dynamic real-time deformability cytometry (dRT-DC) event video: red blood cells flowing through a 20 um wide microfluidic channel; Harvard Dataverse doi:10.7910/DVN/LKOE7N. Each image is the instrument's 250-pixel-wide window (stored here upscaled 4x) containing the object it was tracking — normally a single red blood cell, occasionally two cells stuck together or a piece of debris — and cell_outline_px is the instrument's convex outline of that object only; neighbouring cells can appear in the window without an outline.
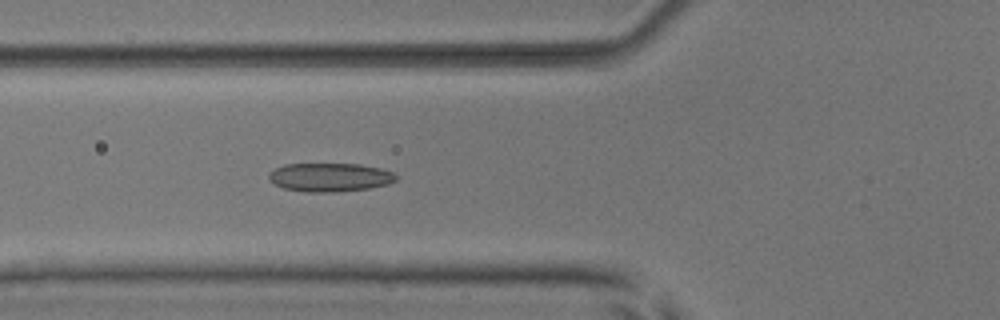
{"species": "common noctule bat (a hibernating species)", "species_latin": "Nyctalus noctula", "temperature_condition": "room temperature", "stored_images_in_passage": 38, "camera_frame_rate_fps": 3000, "um_per_image_px": 0.085, "animal": {"sex": "male", "body_mass_g": 17.9, "forearm_length_mm": 54.2}, "frame": {"image": 1, "passage_image": 4, "time_ms": 1.0, "image_size_px": [1000, 320], "cell_outline_px": [[396, 180], [388, 184], [368, 188], [332, 192], [308, 192], [284, 188], [276, 184], [268, 176], [276, 168], [284, 164], [360, 164], [380, 168], [392, 172], [396, 176]], "centroid_in_image_um": [28.06, 15.06], "position_along_channel_um": 97.7, "area_um2": 20.87}}
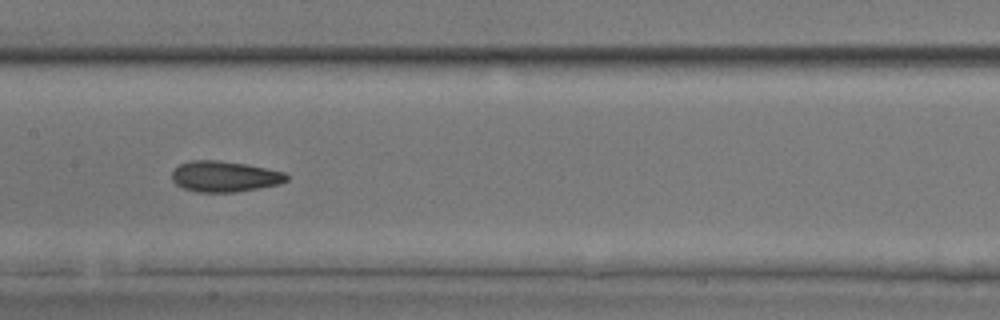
{"frame": {"image": 2, "passage_image": 11, "time_ms": 3.333, "image_size_px": [1000, 320], "cell_outline_px": [[288, 180], [280, 184], [260, 188], [236, 192], [196, 192], [184, 188], [176, 184], [172, 180], [172, 172], [180, 164], [192, 160], [216, 160], [244, 164], [284, 172], [288, 176]], "centroid_in_image_um": [19.09, 15.01], "position_along_channel_um": 188.3, "area_um2": 20.46}}
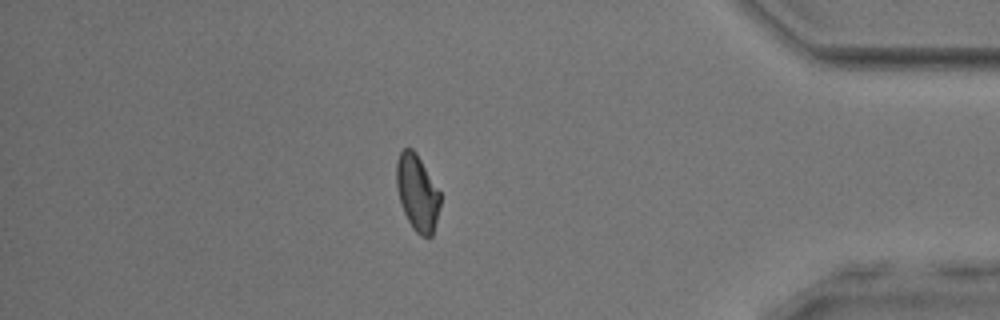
{"frame": {"image": 3, "passage_image": 30, "time_ms": 9.667, "image_size_px": [1000, 320], "cell_outline_px": [[440, 204], [432, 236], [420, 236], [412, 228], [404, 212], [396, 188], [396, 160], [400, 152], [404, 148], [412, 148], [416, 152], [440, 192]], "centroid_in_image_um": [35.45, 16.36], "position_along_channel_um": 399.8, "area_um2": 19.31}, "authors_computed_cell_mechanics": {"area_um2": 19.7965, "velocity_mm_per_s": 3.8769, "shape_relaxation_time_tau1_ms": 4.7928, "shape_relaxation_time_tau2_ms": 2.0669, "deformation_change_tau1": 0.1149, "deformation_change_tau2": 0.0783}}